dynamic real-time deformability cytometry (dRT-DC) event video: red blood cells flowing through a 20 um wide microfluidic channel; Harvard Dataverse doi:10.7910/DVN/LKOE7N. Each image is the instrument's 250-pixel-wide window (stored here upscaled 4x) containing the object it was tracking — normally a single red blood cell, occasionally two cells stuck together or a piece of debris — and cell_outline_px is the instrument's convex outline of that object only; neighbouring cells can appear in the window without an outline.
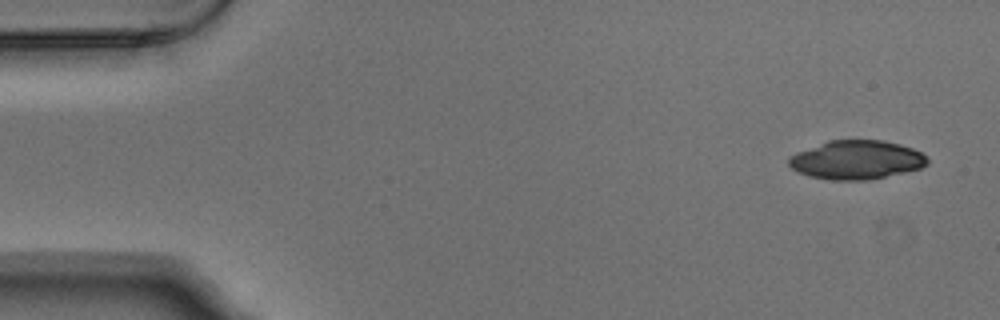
{"species": "Egyptian fruit bat (a non-hibernating species)", "species_latin": "Rousettus aegyptiacus", "temperature_condition": "warm", "stored_images_in_passage": 5, "camera_frame_rate_fps": 3000, "um_per_image_px": 0.085, "animal": {"sex": "male"}, "frame": {"image": 1, "passage_image": 1, "time_ms": 0.0, "image_size_px": [1000, 320], "cell_outline_px": [[928, 164], [920, 168], [904, 172], [868, 180], [828, 180], [808, 176], [796, 172], [788, 164], [788, 156], [796, 152], [828, 140], [884, 140], [900, 144], [912, 148], [920, 152], [928, 160]], "centroid_in_image_um": [72.75, 13.59], "position_along_channel_um": 12.3, "area_um2": 31.5}}
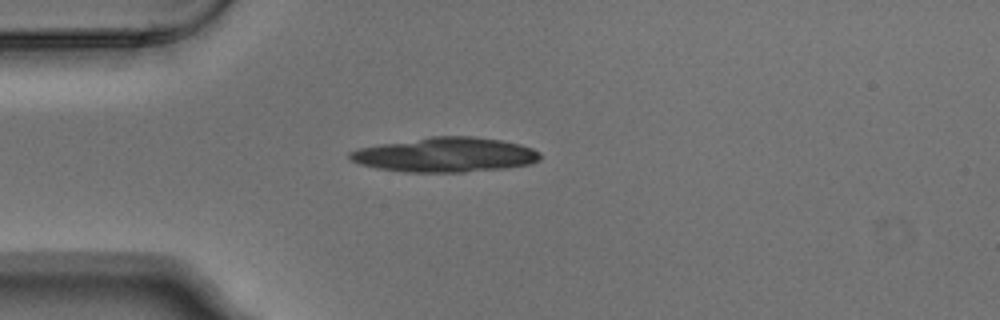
{"frame": {"image": 2, "passage_image": 4, "time_ms": 1.0, "image_size_px": [1000, 320], "cell_outline_px": [[540, 160], [532, 164], [504, 168], [464, 172], [404, 172], [376, 168], [360, 164], [352, 160], [348, 156], [348, 152], [360, 148], [380, 144], [432, 136], [472, 136], [504, 140], [520, 144], [532, 148], [540, 152]], "centroid_in_image_um": [37.88, 13.15], "position_along_channel_um": 47.1, "area_um2": 38.49}}